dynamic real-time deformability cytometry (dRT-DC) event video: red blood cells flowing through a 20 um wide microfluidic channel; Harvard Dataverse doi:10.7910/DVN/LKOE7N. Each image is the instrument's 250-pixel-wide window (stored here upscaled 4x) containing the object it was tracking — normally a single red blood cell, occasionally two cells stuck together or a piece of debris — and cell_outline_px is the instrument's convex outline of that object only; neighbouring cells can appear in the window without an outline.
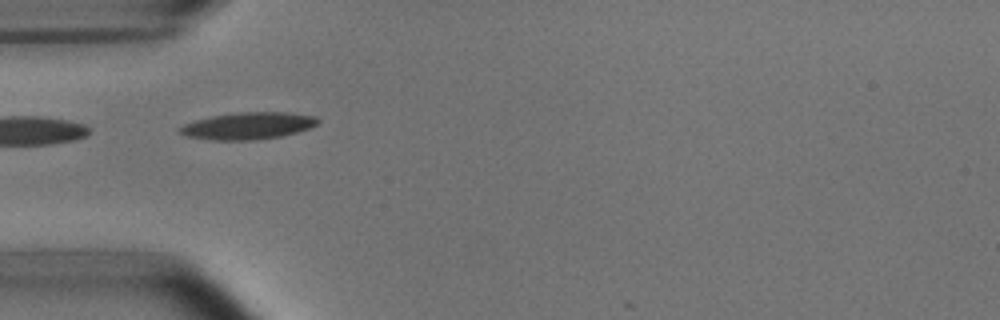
{"species": "common noctule bat (a hibernating species)", "species_latin": "Nyctalus noctula", "temperature_condition": "room temperature", "stored_images_in_passage": 3, "camera_frame_rate_fps": 3000, "um_per_image_px": 0.085, "animal": {"sex": "male", "body_mass_g": 15.6}, "frame": {"image": 1, "passage_image": 2, "time_ms": 1.0, "image_size_px": [1000, 320], "cell_outline_px": [[320, 120], [316, 124], [308, 128], [296, 132], [280, 136], [252, 140], [212, 140], [188, 136], [180, 132], [176, 128], [184, 124], [196, 120], [212, 116], [240, 112], [284, 112], [316, 116]], "centroid_in_image_um": [21.07, 10.69], "position_along_channel_um": 63.9, "area_um2": 21.44}}